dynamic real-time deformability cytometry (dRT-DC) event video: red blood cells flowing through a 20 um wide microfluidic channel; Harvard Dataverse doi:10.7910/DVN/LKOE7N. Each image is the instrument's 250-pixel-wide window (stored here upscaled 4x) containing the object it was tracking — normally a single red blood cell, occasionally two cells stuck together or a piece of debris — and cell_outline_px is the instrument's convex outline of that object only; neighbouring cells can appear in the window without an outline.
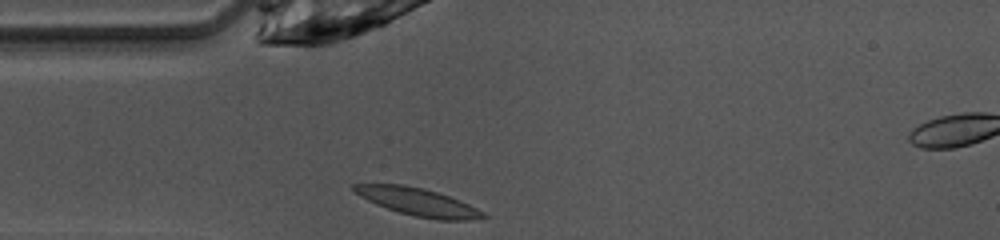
{"species": "common noctule bat (a hibernating species)", "species_latin": "Nyctalus noctula", "temperature_condition": "warm", "stored_images_in_passage": 38, "camera_frame_rate_fps": 3000, "um_per_image_px": 0.085, "animal": {"sex": "female", "body_mass_g": 10.0, "forearm_length_mm": 53.1}, "frame": {"image": 1, "passage_image": 1, "time_ms": 0.0, "image_size_px": [1000, 240], "cell_outline_px": [[488, 216], [468, 220], [436, 220], [416, 216], [400, 212], [376, 204], [360, 196], [352, 188], [352, 184], [404, 184], [424, 188], [460, 200], [484, 212]], "centroid_in_image_um": [35.53, 17.15], "position_along_channel_um": 49.5, "area_um2": 20.52}}
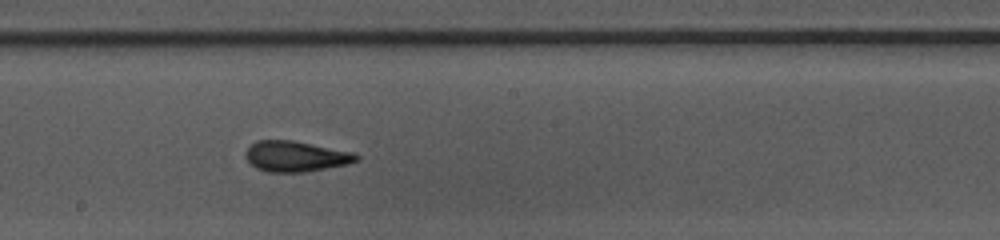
{"frame": {"image": 2, "passage_image": 14, "time_ms": 4.333, "image_size_px": [1000, 240], "cell_outline_px": [[360, 160], [348, 164], [304, 172], [268, 172], [256, 168], [244, 156], [244, 152], [256, 140], [292, 140], [356, 152], [360, 156]], "centroid_in_image_um": [25.17, 13.28], "position_along_channel_um": 223.0, "area_um2": 19.94}}
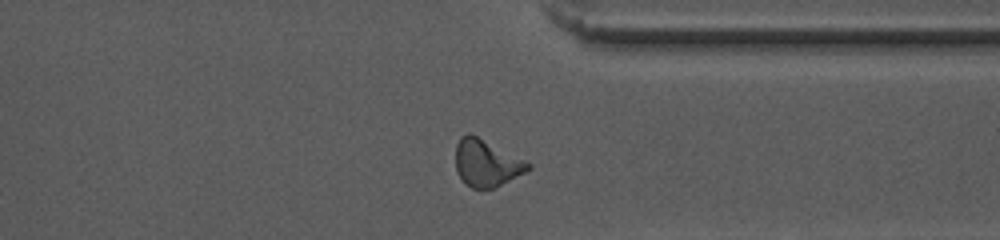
{"frame": {"image": 3, "passage_image": 25, "time_ms": 8.0, "image_size_px": [1000, 240], "cell_outline_px": [[532, 168], [492, 188], [472, 188], [464, 184], [456, 172], [456, 144], [460, 136], [468, 132], [528, 160], [532, 164]], "centroid_in_image_um": [41.34, 13.84], "position_along_channel_um": 370.1, "area_um2": 19.88}, "authors_computed_cell_mechanics": {"area_um2": 19.6809, "velocity_mm_per_s": 4.0894, "shape_relaxation_time_tau1_ms": 3.8771, "shape_relaxation_time_tau2_ms": 1.9733, "deformation_change_tau1": 0.1666, "deformation_change_tau2": 0.08}}